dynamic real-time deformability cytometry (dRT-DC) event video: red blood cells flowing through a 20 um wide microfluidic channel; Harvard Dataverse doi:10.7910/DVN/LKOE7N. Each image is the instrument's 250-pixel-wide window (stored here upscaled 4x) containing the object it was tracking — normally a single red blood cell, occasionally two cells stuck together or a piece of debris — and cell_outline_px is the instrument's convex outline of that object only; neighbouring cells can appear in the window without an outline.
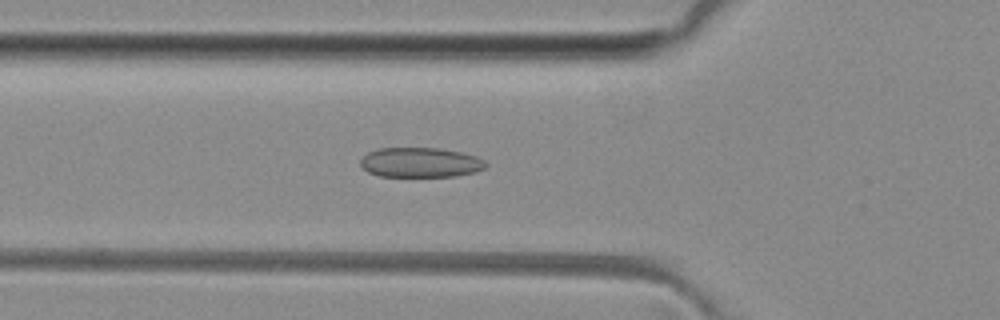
{"species": "common noctule bat (a hibernating species)", "species_latin": "Nyctalus noctula", "temperature_condition": "room temperature", "stored_images_in_passage": 41, "camera_frame_rate_fps": 3000, "um_per_image_px": 0.085, "animal": {"sex": "female", "body_mass_g": 29.2, "forearm_length_mm": 56.3}, "frame": {"image": 1, "passage_image": 8, "time_ms": 2.333, "image_size_px": [1000, 320], "cell_outline_px": [[488, 164], [484, 168], [476, 172], [456, 176], [380, 176], [368, 172], [360, 164], [360, 160], [368, 152], [380, 148], [440, 148], [460, 152], [476, 156], [484, 160]], "centroid_in_image_um": [35.75, 13.81], "position_along_channel_um": 90.0, "area_um2": 21.73}}
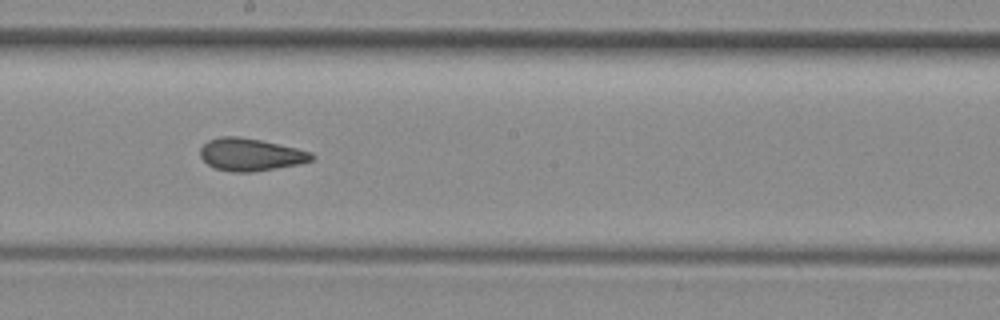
{"frame": {"image": 2, "passage_image": 18, "time_ms": 5.667, "image_size_px": [1000, 320], "cell_outline_px": [[316, 156], [312, 160], [300, 164], [252, 172], [232, 172], [216, 168], [208, 164], [200, 156], [200, 148], [208, 140], [220, 136], [240, 136], [260, 140], [296, 148], [312, 152]], "centroid_in_image_um": [21.3, 13.13], "position_along_channel_um": 226.9, "area_um2": 21.1}}
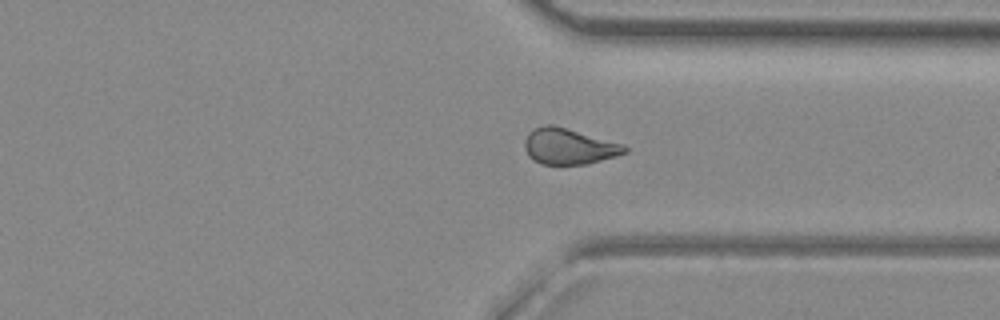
{"frame": {"image": 3, "passage_image": 28, "time_ms": 9.0, "image_size_px": [1000, 320], "cell_outline_px": [[628, 152], [616, 156], [588, 164], [540, 164], [532, 160], [528, 156], [524, 148], [524, 140], [528, 132], [532, 128], [544, 124], [552, 124], [624, 144], [628, 148]], "centroid_in_image_um": [48.32, 12.44], "position_along_channel_um": 363.1, "area_um2": 21.21}, "authors_computed_cell_mechanics": {"area_um2": 21.0392, "velocity_mm_per_s": 4.0911, "shape_relaxation_time_tau1_ms": null, "shape_relaxation_time_tau2_ms": 1.8995, "deformation_change_tau1": null, "deformation_change_tau2": 0.0758}}